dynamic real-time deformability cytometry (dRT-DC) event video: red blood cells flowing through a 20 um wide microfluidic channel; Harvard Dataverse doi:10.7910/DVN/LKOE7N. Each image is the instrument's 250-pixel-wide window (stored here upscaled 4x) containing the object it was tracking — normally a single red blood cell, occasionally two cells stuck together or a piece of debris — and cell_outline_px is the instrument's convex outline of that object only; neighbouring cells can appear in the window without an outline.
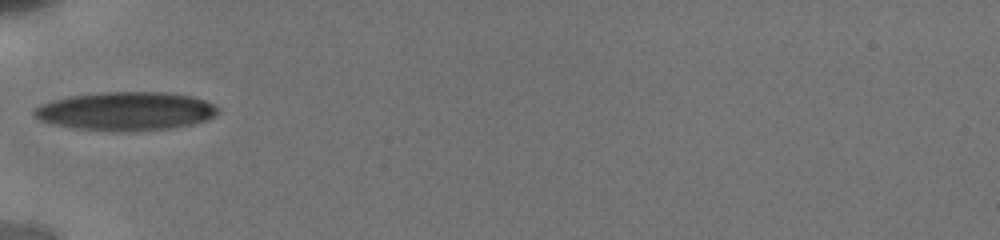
{"species": "human", "species_latin": "Homo sapiens", "temperature_condition": "cold", "stored_images_in_passage": 3, "camera_frame_rate_fps": 3000, "um_per_image_px": 0.085, "donor": {"sex": "male"}, "frame": {"image": 1, "passage_image": 1, "time_ms": 0.0, "image_size_px": [1000, 240], "cell_outline_px": [[220, 108], [208, 120], [192, 124], [172, 128], [116, 132], [72, 128], [40, 120], [32, 112], [40, 104], [52, 100], [68, 96], [100, 92], [164, 92], [192, 96], [204, 100]], "centroid_in_image_um": [10.68, 9.45], "position_along_channel_um": 74.3, "area_um2": 41.27}}